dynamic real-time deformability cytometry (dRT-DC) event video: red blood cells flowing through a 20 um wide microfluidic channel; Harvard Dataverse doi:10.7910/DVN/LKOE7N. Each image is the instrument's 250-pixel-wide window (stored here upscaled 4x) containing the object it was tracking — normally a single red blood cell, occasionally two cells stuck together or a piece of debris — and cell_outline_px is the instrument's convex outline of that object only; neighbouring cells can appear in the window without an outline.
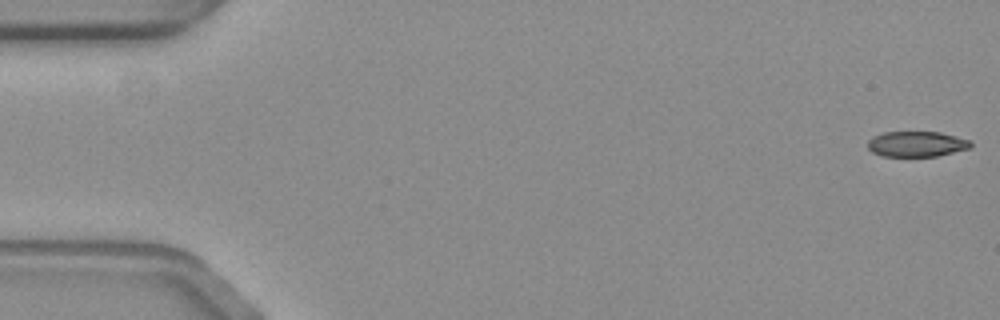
{"species": "common noctule bat (a hibernating species)", "species_latin": "Nyctalus noctula", "temperature_condition": "warm", "stored_images_in_passage": 58, "camera_frame_rate_fps": 3000, "um_per_image_px": 0.085, "animal": {"sex": "female", "body_mass_g": 19.3, "forearm_length_mm": 54.1}, "frame": {"image": 1, "passage_image": 1, "time_ms": 0.0, "image_size_px": [1000, 320], "cell_outline_px": [[972, 144], [968, 148], [936, 156], [884, 156], [872, 152], [868, 148], [868, 140], [872, 136], [884, 132], [940, 132], [968, 140]], "centroid_in_image_um": [77.85, 12.23], "position_along_channel_um": 7.2, "area_um2": 15.03}}
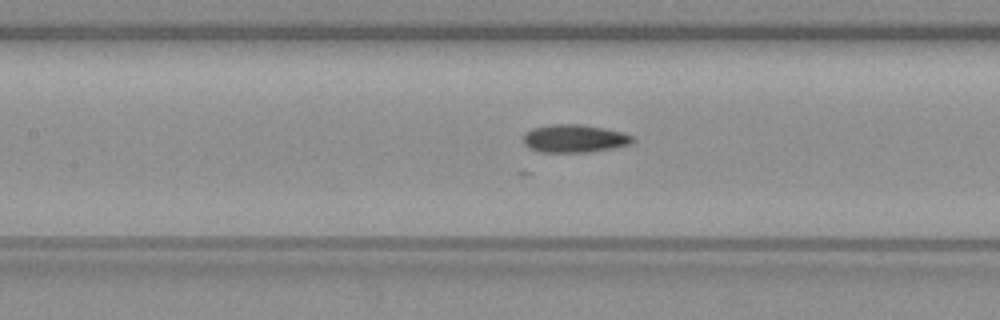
{"frame": {"image": 2, "passage_image": 26, "time_ms": 8.333, "image_size_px": [1000, 320], "cell_outline_px": [[636, 140], [632, 144], [612, 148], [588, 152], [540, 152], [528, 148], [524, 144], [524, 136], [532, 128], [552, 124], [584, 124], [604, 128], [620, 132], [632, 136]], "centroid_in_image_um": [48.84, 11.77], "position_along_channel_um": 158.6, "area_um2": 17.8}}
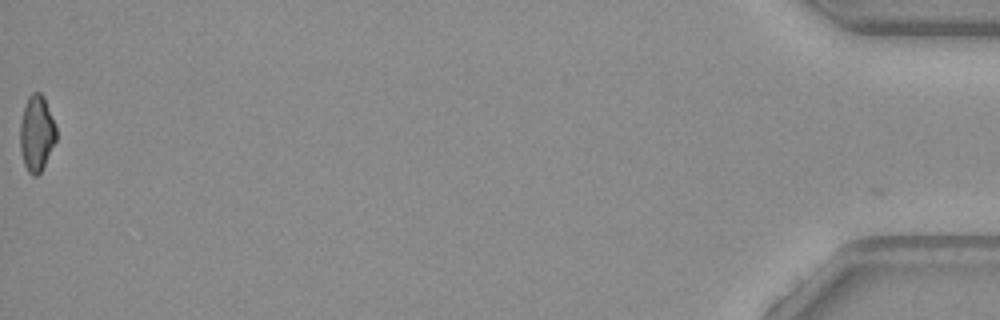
{"frame": {"image": 3, "passage_image": 58, "time_ms": 19.0, "image_size_px": [1000, 320], "cell_outline_px": [[56, 140], [40, 172], [36, 176], [32, 176], [28, 172], [24, 164], [20, 148], [20, 124], [24, 108], [28, 96], [32, 92], [40, 92], [44, 96], [56, 128]], "centroid_in_image_um": [3.1, 11.32], "position_along_channel_um": 432.1, "area_um2": 15.78}, "authors_computed_cell_mechanics": {"area_um2": 16.9354, "velocity_mm_per_s": 3.572, "shape_relaxation_time_tau1_ms": 5.4741, "shape_relaxation_time_tau2_ms": 4.1119, "deformation_change_tau1": 0.1488, "deformation_change_tau2": 0.1188}}